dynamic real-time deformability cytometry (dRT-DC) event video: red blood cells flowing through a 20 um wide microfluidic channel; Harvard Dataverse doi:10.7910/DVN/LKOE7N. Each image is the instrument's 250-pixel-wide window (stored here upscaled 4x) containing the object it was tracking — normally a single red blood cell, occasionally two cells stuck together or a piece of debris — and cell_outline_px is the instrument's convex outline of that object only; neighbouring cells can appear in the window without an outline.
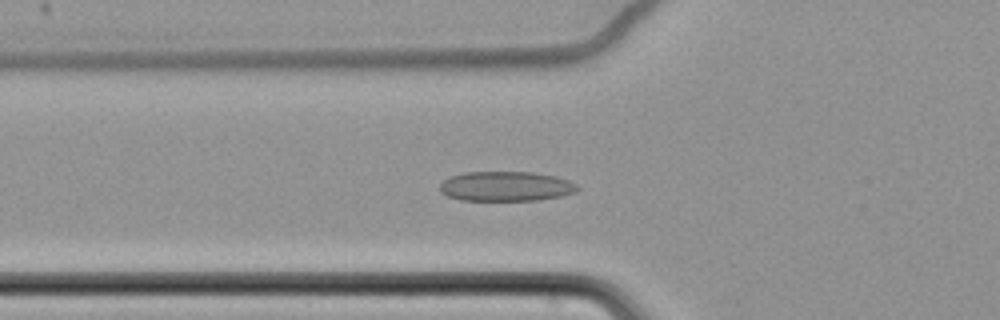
{"species": "common noctule bat (a hibernating species)", "species_latin": "Nyctalus noctula", "temperature_condition": "cold", "stored_images_in_passage": 45, "camera_frame_rate_fps": 3000, "um_per_image_px": 0.085, "animal": {"sex": "female", "body_mass_g": 22.7, "forearm_length_mm": 54.2}, "frame": {"image": 1, "passage_image": 12, "time_ms": 3.667, "image_size_px": [1000, 320], "cell_outline_px": [[580, 188], [576, 192], [560, 196], [536, 200], [460, 200], [448, 196], [440, 192], [440, 184], [444, 180], [452, 176], [464, 172], [532, 172], [556, 176], [568, 180], [576, 184]], "centroid_in_image_um": [43.01, 15.83], "position_along_channel_um": 82.8, "area_um2": 23.81}}
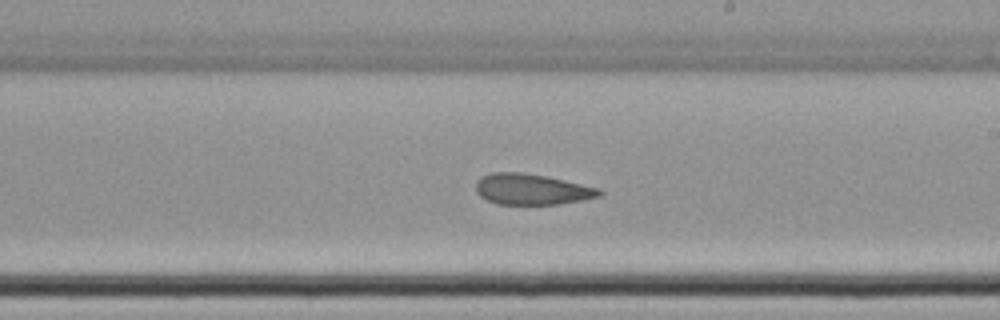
{"frame": {"image": 2, "passage_image": 26, "time_ms": 8.333, "image_size_px": [1000, 320], "cell_outline_px": [[604, 192], [600, 196], [560, 204], [496, 204], [480, 196], [476, 192], [476, 180], [480, 176], [492, 172], [520, 172], [544, 176], [564, 180], [600, 188]], "centroid_in_image_um": [45.17, 16.08], "position_along_channel_um": 243.8, "area_um2": 22.2}}
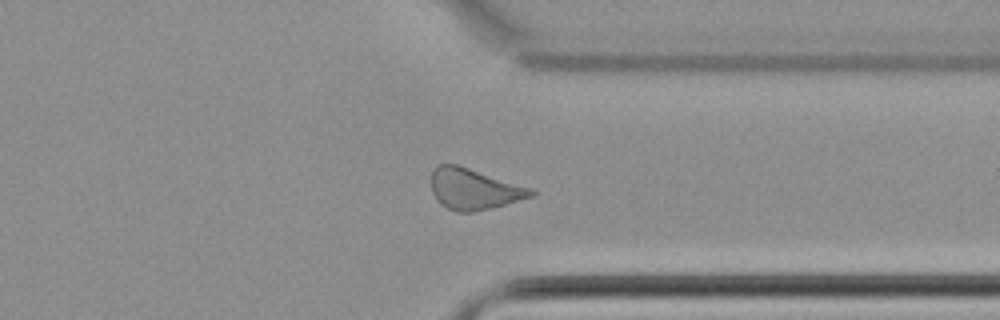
{"frame": {"image": 3, "passage_image": 37, "time_ms": 12.0, "image_size_px": [1000, 320], "cell_outline_px": [[536, 192], [532, 196], [504, 204], [472, 212], [456, 212], [440, 204], [436, 200], [432, 192], [432, 168], [436, 164], [456, 164], [536, 188]], "centroid_in_image_um": [40.29, 16.05], "position_along_channel_um": 371.1, "area_um2": 23.99}, "authors_computed_cell_mechanics": {"area_um2": 23.698, "velocity_mm_per_s": 3.4606, "shape_relaxation_time_tau1_ms": null, "shape_relaxation_time_tau2_ms": 3.1612, "deformation_change_tau1": null, "deformation_change_tau2": 0.0967}}